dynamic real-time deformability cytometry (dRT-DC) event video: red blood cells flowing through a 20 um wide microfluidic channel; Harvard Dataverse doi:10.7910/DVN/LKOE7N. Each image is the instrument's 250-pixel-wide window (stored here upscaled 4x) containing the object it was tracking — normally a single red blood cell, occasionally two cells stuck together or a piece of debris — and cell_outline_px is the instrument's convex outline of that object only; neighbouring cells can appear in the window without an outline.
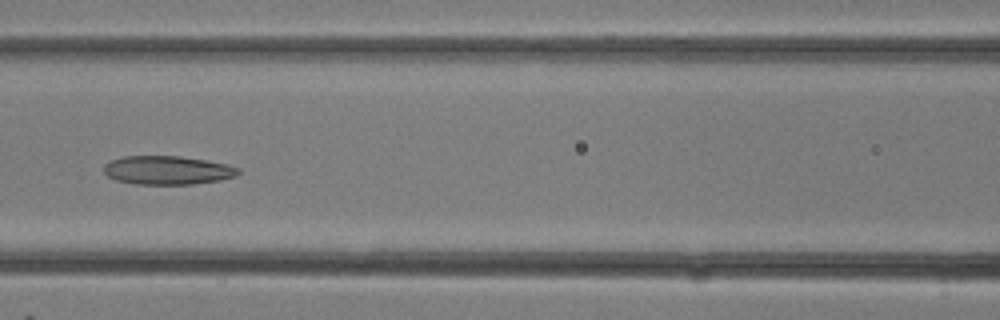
{"species": "common noctule bat (a hibernating species)", "species_latin": "Nyctalus noctula", "temperature_condition": "room temperature", "stored_images_in_passage": 18, "camera_frame_rate_fps": 3000, "um_per_image_px": 0.085, "animal": {"sex": "female"}, "frame": {"image": 1, "passage_image": 13, "time_ms": 4.0, "image_size_px": [1000, 320], "cell_outline_px": [[240, 172], [236, 176], [220, 180], [192, 184], [136, 184], [116, 180], [108, 176], [104, 172], [104, 164], [112, 160], [124, 156], [180, 156], [228, 164], [240, 168]], "centroid_in_image_um": [14.25, 14.47], "position_along_channel_um": 152.3, "area_um2": 22.43}}
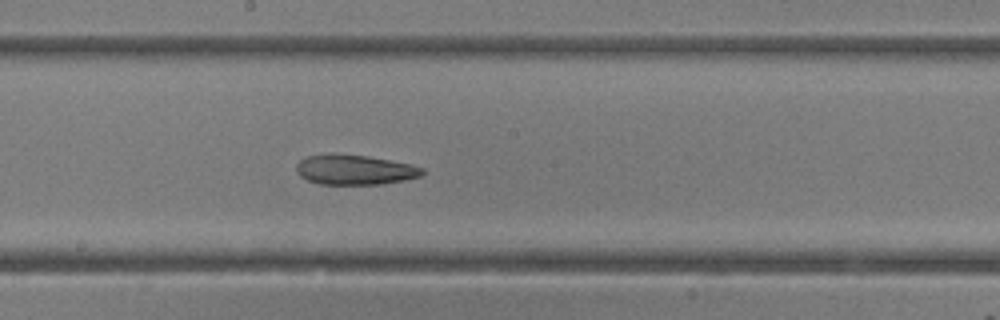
{"frame": {"image": 2, "passage_image": 16, "time_ms": 5.0, "image_size_px": [1000, 320], "cell_outline_px": [[424, 172], [420, 176], [404, 180], [380, 184], [320, 184], [308, 180], [300, 176], [296, 172], [296, 164], [300, 160], [308, 156], [368, 156], [412, 164], [424, 168]], "centroid_in_image_um": [30.19, 14.46], "position_along_channel_um": 218.0, "area_um2": 21.33}}
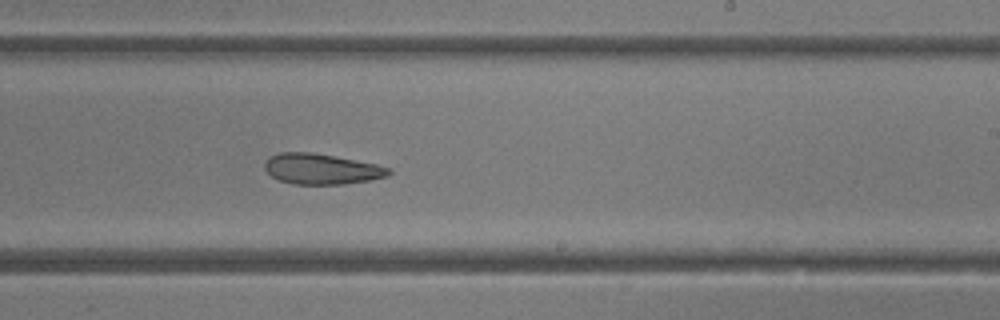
{"frame": {"image": 3, "passage_image": 18, "time_ms": 5.667, "image_size_px": [1000, 320], "cell_outline_px": [[392, 172], [388, 176], [372, 180], [344, 184], [292, 184], [280, 180], [272, 176], [264, 168], [264, 164], [268, 156], [280, 152], [312, 152], [376, 164], [392, 168]], "centroid_in_image_um": [27.34, 14.36], "position_along_channel_um": 261.7, "area_um2": 22.2}}